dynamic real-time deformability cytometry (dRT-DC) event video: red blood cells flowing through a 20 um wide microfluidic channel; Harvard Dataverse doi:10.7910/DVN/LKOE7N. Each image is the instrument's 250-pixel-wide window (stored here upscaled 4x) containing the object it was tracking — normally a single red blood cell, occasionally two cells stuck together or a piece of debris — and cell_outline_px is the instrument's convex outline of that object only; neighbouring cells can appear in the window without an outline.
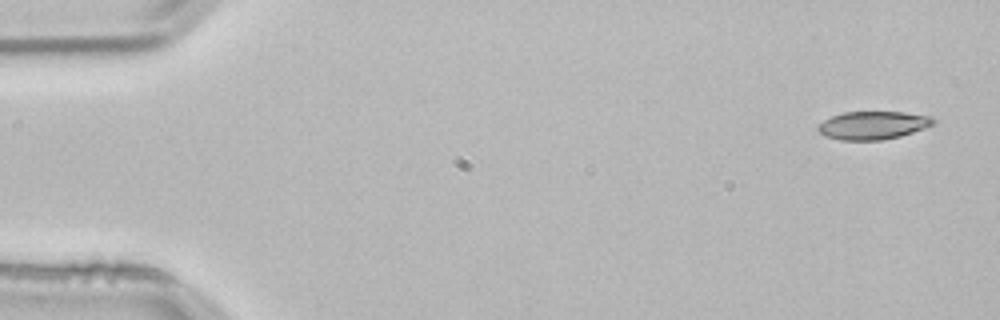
{"species": "common noctule bat (a hibernating species)", "species_latin": "Nyctalus noctula", "temperature_condition": "room temperature", "stored_images_in_passage": 51, "camera_frame_rate_fps": 3000, "um_per_image_px": 0.085, "animal": {"sex": "male", "body_mass_g": 21.5, "forearm_length_mm": 52.0}, "frame": {"image": 1, "passage_image": 1, "time_ms": 0.0, "image_size_px": [1000, 320], "cell_outline_px": [[936, 124], [900, 136], [880, 140], [840, 140], [824, 136], [816, 128], [824, 120], [832, 116], [844, 112], [904, 112], [932, 116], [936, 120]], "centroid_in_image_um": [74.22, 10.64], "position_along_channel_um": 10.8, "area_um2": 18.9}}
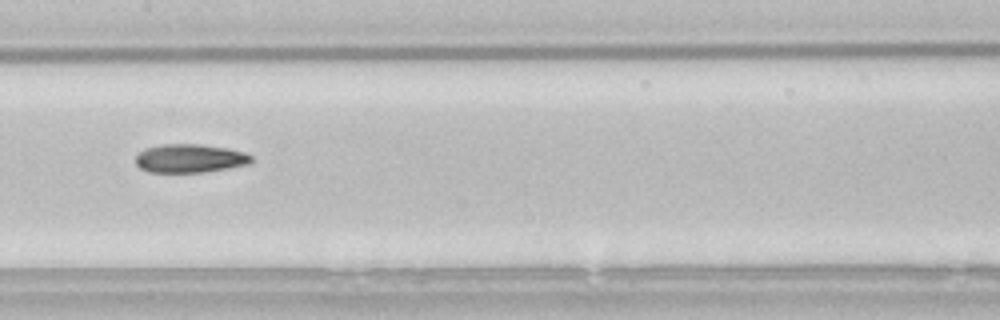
{"frame": {"image": 2, "passage_image": 25, "time_ms": 8.0, "image_size_px": [1000, 320], "cell_outline_px": [[252, 160], [248, 164], [228, 168], [204, 172], [148, 172], [140, 168], [136, 164], [136, 156], [144, 148], [164, 144], [200, 144], [228, 148], [244, 152], [252, 156]], "centroid_in_image_um": [16.13, 13.46], "position_along_channel_um": 191.3, "area_um2": 19.25}}
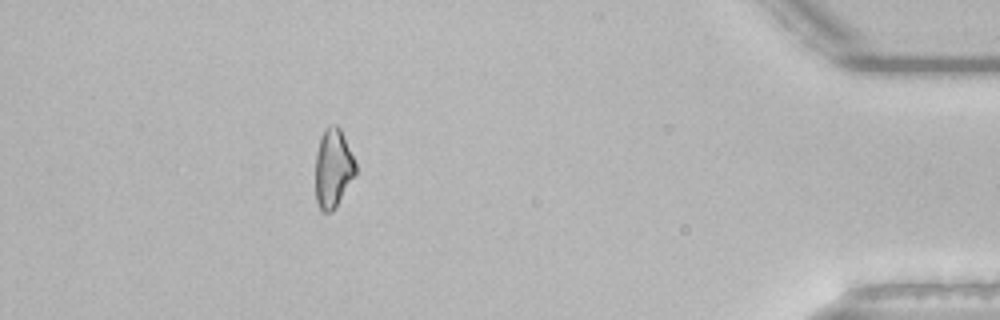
{"frame": {"image": 3, "passage_image": 46, "time_ms": 15.0, "image_size_px": [1000, 320], "cell_outline_px": [[356, 172], [336, 208], [332, 212], [324, 212], [320, 208], [316, 200], [316, 152], [320, 136], [324, 128], [332, 124], [336, 124], [340, 128], [356, 164]], "centroid_in_image_um": [28.3, 14.29], "position_along_channel_um": 406.9, "area_um2": 18.38}, "authors_computed_cell_mechanics": {"area_um2": 19.1896, "velocity_mm_per_s": 3.8453, "shape_relaxation_time_tau1_ms": 10.6855, "shape_relaxation_time_tau2_ms": 7.6244, "deformation_change_tau1": 0.2337, "deformation_change_tau2": 0.1647}}